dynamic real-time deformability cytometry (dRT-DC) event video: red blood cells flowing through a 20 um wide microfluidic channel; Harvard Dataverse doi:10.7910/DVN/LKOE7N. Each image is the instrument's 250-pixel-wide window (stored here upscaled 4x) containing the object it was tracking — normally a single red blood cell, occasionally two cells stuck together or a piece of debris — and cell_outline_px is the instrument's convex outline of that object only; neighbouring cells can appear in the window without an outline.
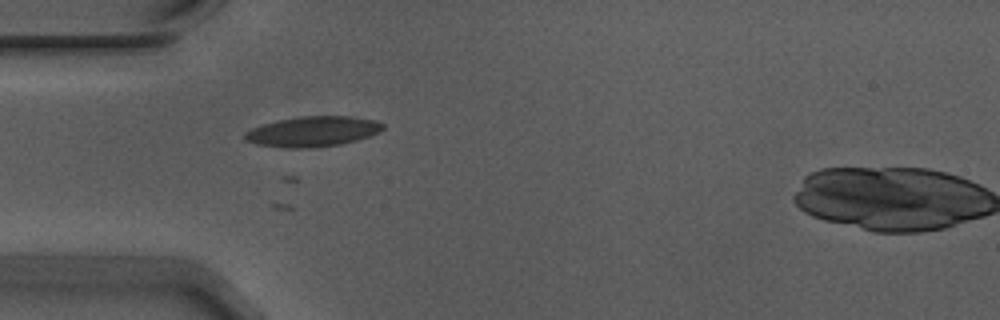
{"species": "Egyptian fruit bat (a non-hibernating species)", "species_latin": "Rousettus aegyptiacus", "temperature_condition": "warm", "stored_images_in_passage": 27, "camera_frame_rate_fps": 3000, "um_per_image_px": 0.085, "animal": {"sex": "male"}, "frame": {"image": 1, "passage_image": 6, "time_ms": 1.667, "image_size_px": [1000, 320], "cell_outline_px": [[384, 128], [380, 132], [344, 144], [308, 148], [284, 148], [256, 144], [244, 140], [244, 132], [252, 128], [264, 124], [280, 120], [300, 116], [352, 116], [376, 120], [384, 124]], "centroid_in_image_um": [26.6, 11.18], "position_along_channel_um": 58.4, "area_um2": 24.45}}
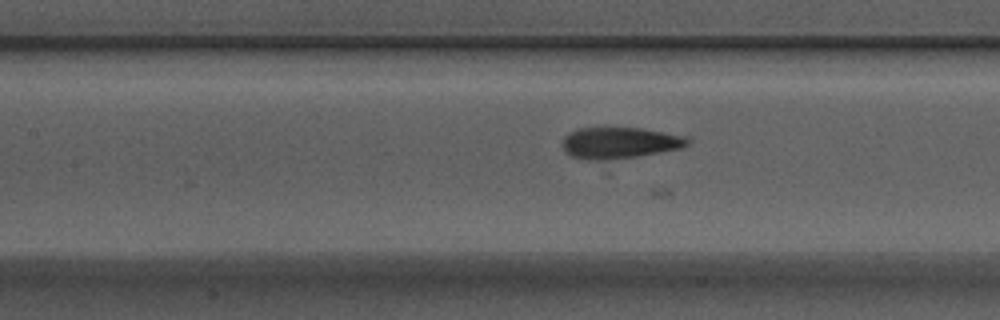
{"frame": {"image": 2, "passage_image": 14, "time_ms": 4.333, "image_size_px": [1000, 320], "cell_outline_px": [[692, 140], [684, 148], [636, 156], [608, 160], [588, 160], [572, 156], [564, 152], [564, 136], [568, 132], [576, 128], [640, 128], [692, 136]], "centroid_in_image_um": [52.74, 12.13], "position_along_channel_um": 154.7, "area_um2": 23.12}}
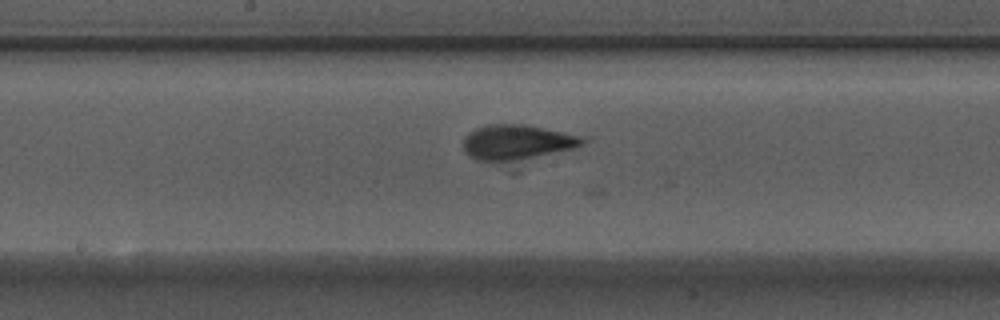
{"frame": {"image": 3, "passage_image": 18, "time_ms": 5.667, "image_size_px": [1000, 320], "cell_outline_px": [[592, 136], [584, 144], [576, 148], [516, 172], [512, 172], [480, 160], [464, 152], [464, 136], [476, 128], [488, 124], [520, 124]], "centroid_in_image_um": [44.12, 12.31], "position_along_channel_um": 204.1, "area_um2": 28.61}}